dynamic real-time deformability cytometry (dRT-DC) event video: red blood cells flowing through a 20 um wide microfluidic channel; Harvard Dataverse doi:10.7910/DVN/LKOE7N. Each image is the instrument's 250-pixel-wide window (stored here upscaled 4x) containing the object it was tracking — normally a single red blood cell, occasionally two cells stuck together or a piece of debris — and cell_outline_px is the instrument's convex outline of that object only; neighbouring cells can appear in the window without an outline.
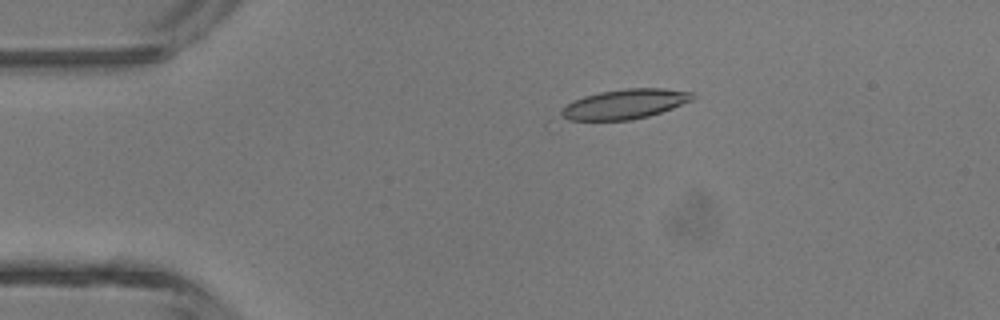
{"species": "common noctule bat (a hibernating species)", "species_latin": "Nyctalus noctula", "temperature_condition": "room temperature", "stored_images_in_passage": 4, "camera_frame_rate_fps": 3000, "um_per_image_px": 0.085, "animal": {"sex": "male", "body_mass_g": 13.3}, "frame": {"image": 1, "passage_image": 3, "time_ms": 2.333, "image_size_px": [1000, 320], "cell_outline_px": [[696, 96], [692, 100], [672, 108], [648, 116], [632, 120], [568, 120], [560, 116], [560, 112], [572, 100], [584, 96], [600, 92], [624, 88], [664, 88], [692, 92]], "centroid_in_image_um": [53.11, 8.84], "position_along_channel_um": 31.9, "area_um2": 22.72}}